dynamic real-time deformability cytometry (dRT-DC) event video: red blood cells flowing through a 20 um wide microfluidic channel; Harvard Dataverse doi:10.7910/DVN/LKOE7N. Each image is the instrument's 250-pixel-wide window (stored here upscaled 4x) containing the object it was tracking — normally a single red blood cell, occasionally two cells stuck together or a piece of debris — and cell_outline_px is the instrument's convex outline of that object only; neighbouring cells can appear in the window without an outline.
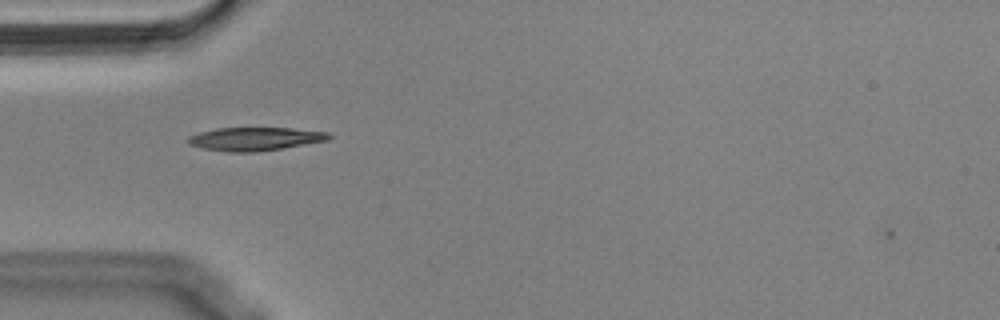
{"species": "Egyptian fruit bat (a non-hibernating species)", "species_latin": "Rousettus aegyptiacus", "temperature_condition": "cold", "stored_images_in_passage": 40, "camera_frame_rate_fps": 3000, "um_per_image_px": 0.085, "animal": {"sex": "male"}, "frame": {"image": 1, "passage_image": 2, "time_ms": 0.333, "image_size_px": [1000, 320], "cell_outline_px": [[332, 136], [328, 140], [256, 152], [228, 152], [204, 148], [188, 144], [188, 136], [200, 132], [216, 128], [292, 128], [328, 132]], "centroid_in_image_um": [21.66, 11.8], "position_along_channel_um": 63.3, "area_um2": 18.96}}
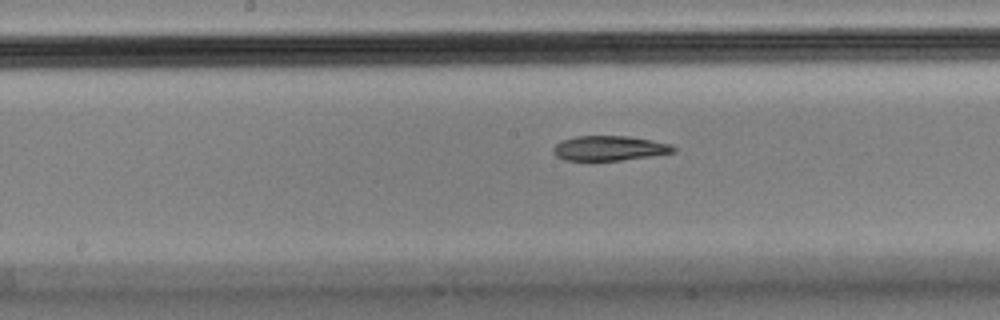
{"frame": {"image": 2, "passage_image": 13, "time_ms": 4.0, "image_size_px": [1000, 320], "cell_outline_px": [[676, 152], [652, 156], [620, 160], [564, 160], [556, 156], [552, 152], [552, 148], [560, 140], [576, 136], [628, 136], [652, 140], [672, 144], [676, 148]], "centroid_in_image_um": [51.8, 12.59], "position_along_channel_um": 196.4, "area_um2": 17.51}}
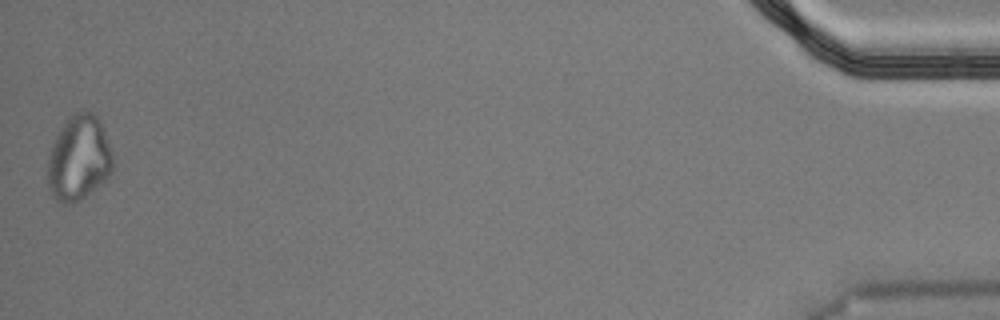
{"frame": {"image": 3, "passage_image": 40, "time_ms": 13.0, "image_size_px": [1000, 320], "cell_outline_px": [[112, 172], [108, 180], [80, 200], [68, 204], [60, 204], [52, 196], [48, 188], [48, 160], [56, 136], [64, 124], [76, 112], [84, 108], [92, 112], [100, 120], [112, 152]], "centroid_in_image_um": [6.72, 13.48], "position_along_channel_um": 428.5, "area_um2": 32.43}, "authors_computed_cell_mechanics": {"area_um2": 18.6694, "velocity_mm_per_s": 3.6251, "shape_relaxation_time_tau1_ms": 11.1151, "shape_relaxation_time_tau2_ms": null, "deformation_change_tau1": 0.2301, "deformation_change_tau2": null}}